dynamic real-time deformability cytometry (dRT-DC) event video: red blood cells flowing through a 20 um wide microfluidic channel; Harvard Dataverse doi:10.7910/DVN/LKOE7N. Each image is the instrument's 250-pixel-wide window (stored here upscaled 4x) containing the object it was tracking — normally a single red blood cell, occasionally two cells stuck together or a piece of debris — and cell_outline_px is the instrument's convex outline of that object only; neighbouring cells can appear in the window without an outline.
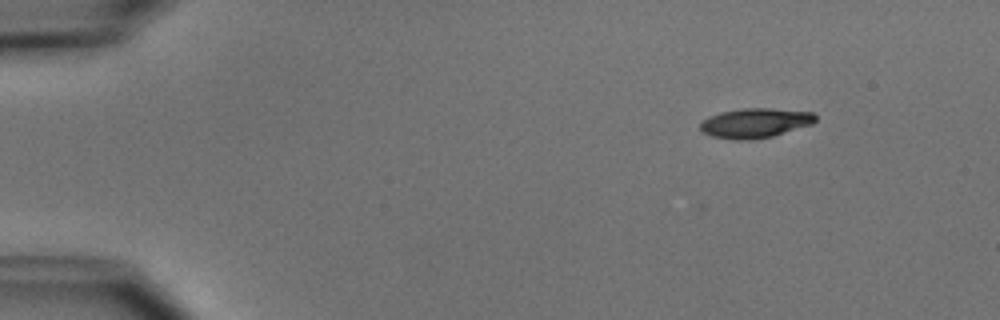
{"species": "common noctule bat (a hibernating species)", "species_latin": "Nyctalus noctula", "temperature_condition": "cold", "stored_images_in_passage": 7, "camera_frame_rate_fps": 3000, "um_per_image_px": 0.085, "animal": {"sex": "male", "body_mass_g": 15.6}, "frame": {"image": 1, "passage_image": 1, "time_ms": 0.0, "image_size_px": [1000, 320], "cell_outline_px": [[816, 120], [812, 124], [772, 136], [752, 140], [732, 140], [712, 136], [704, 132], [700, 128], [700, 120], [708, 116], [720, 112], [740, 108], [772, 108], [812, 112], [816, 116]], "centroid_in_image_um": [64.15, 10.45], "position_along_channel_um": 20.8, "area_um2": 20.06}}
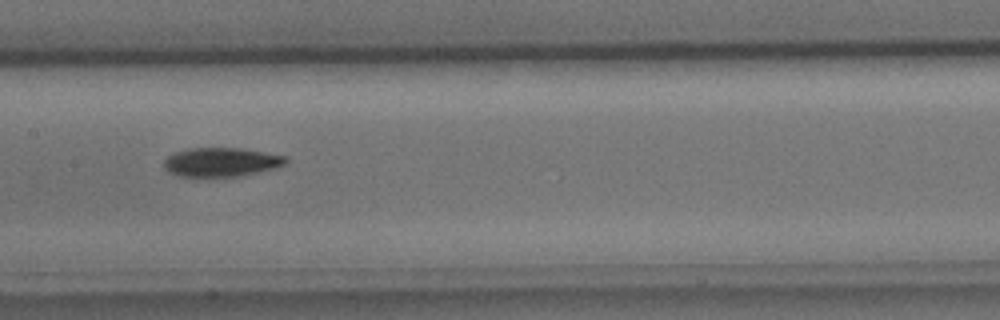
{"frame": {"image": 2, "passage_image": 6, "time_ms": 6.667, "image_size_px": [1000, 320], "cell_outline_px": [[288, 160], [284, 164], [272, 168], [256, 172], [236, 176], [180, 176], [168, 172], [164, 168], [164, 160], [168, 156], [176, 152], [188, 148], [240, 148], [284, 156]], "centroid_in_image_um": [18.74, 13.77], "position_along_channel_um": 188.7, "area_um2": 20.11}}
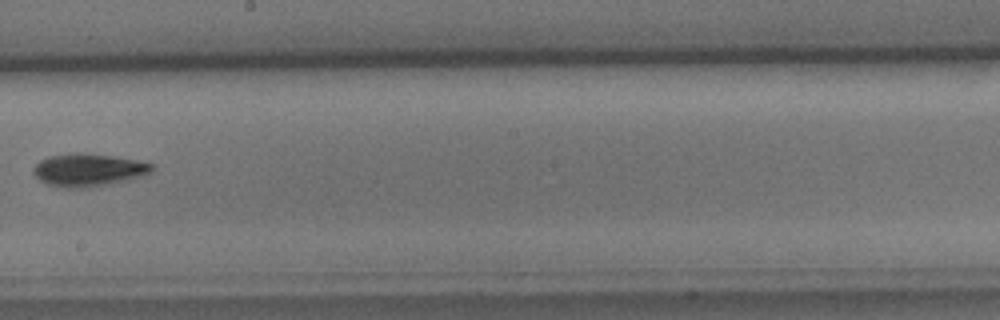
{"frame": {"image": 3, "passage_image": 7, "time_ms": 8.0, "image_size_px": [1000, 320], "cell_outline_px": [[156, 164], [152, 172], [144, 176], [128, 180], [88, 188], [64, 188], [48, 184], [40, 180], [32, 172], [32, 168], [40, 160], [48, 156], [68, 152], [80, 152], [112, 156], [136, 160]], "centroid_in_image_um": [7.52, 14.44], "position_along_channel_um": 240.7, "area_um2": 23.0}}